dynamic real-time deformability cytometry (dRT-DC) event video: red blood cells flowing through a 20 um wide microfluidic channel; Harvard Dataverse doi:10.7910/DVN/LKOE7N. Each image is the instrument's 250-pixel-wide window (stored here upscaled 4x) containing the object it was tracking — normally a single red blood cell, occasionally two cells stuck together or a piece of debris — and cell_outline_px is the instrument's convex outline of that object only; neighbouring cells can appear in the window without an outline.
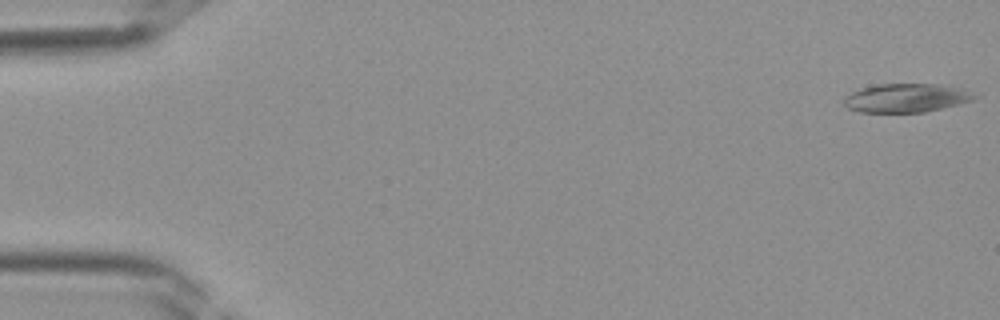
{"species": "Egyptian fruit bat (a non-hibernating species)", "species_latin": "Rousettus aegyptiacus", "temperature_condition": "room temperature", "stored_images_in_passage": 39, "camera_frame_rate_fps": 3000, "um_per_image_px": 0.085, "frame": {"image": 1, "passage_image": 1, "time_ms": 0.0, "image_size_px": [1000, 320], "cell_outline_px": [[980, 96], [972, 100], [924, 112], [860, 112], [848, 108], [844, 104], [844, 96], [860, 88], [876, 84], [936, 84], [964, 88]], "centroid_in_image_um": [77.02, 8.31], "position_along_channel_um": 8.0, "area_um2": 21.79}}
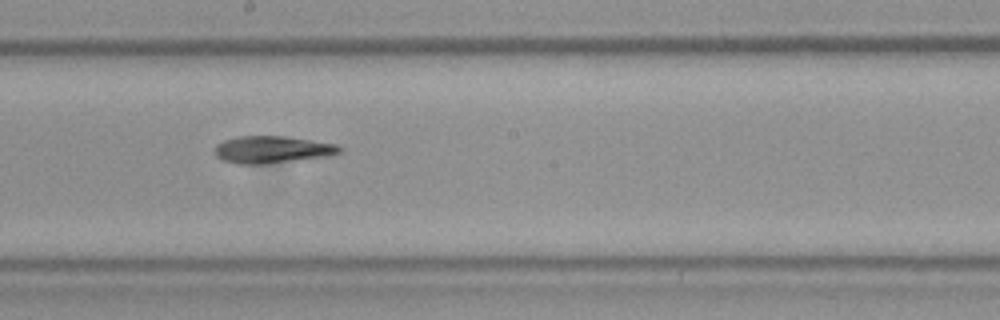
{"frame": {"image": 2, "passage_image": 22, "time_ms": 7.0, "image_size_px": [1000, 320], "cell_outline_px": [[344, 148], [340, 152], [328, 156], [264, 164], [240, 164], [224, 160], [216, 156], [216, 144], [224, 140], [236, 136], [284, 136], [336, 144]], "centroid_in_image_um": [23.14, 12.71], "position_along_channel_um": 225.1, "area_um2": 19.59}}
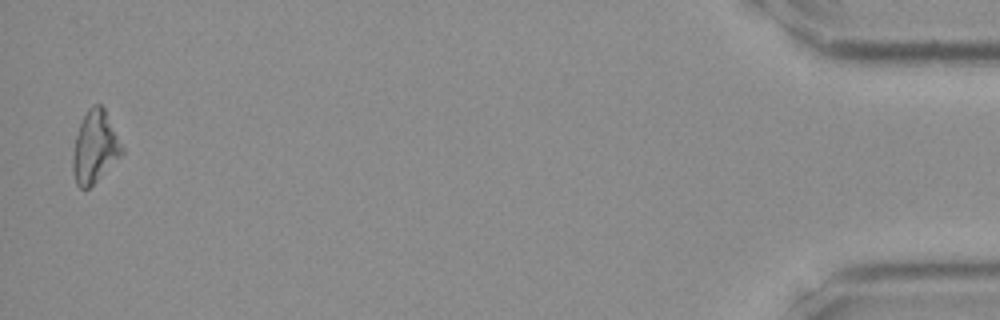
{"frame": {"image": 3, "passage_image": 39, "time_ms": 12.667, "image_size_px": [1000, 320], "cell_outline_px": [[124, 152], [88, 188], [80, 188], [76, 184], [72, 172], [72, 160], [76, 136], [80, 124], [88, 108], [92, 104], [100, 104], [104, 108], [124, 148]], "centroid_in_image_um": [8.05, 12.48], "position_along_channel_um": 427.1, "area_um2": 20.23}}